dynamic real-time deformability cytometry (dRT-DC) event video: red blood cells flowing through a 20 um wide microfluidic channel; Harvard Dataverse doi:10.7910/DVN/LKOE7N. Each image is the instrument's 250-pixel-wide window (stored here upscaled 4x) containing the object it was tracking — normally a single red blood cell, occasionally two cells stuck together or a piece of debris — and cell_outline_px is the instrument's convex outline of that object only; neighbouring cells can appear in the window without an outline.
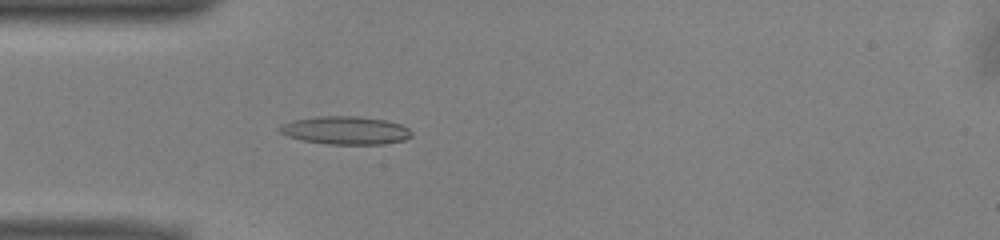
{"species": "common noctule bat (a hibernating species)", "species_latin": "Nyctalus noctula", "temperature_condition": "warm", "stored_images_in_passage": 51, "camera_frame_rate_fps": 3000, "um_per_image_px": 0.085, "animal": {"sex": "male", "body_mass_g": 13.0, "forearm_length_mm": 53.1}, "frame": {"image": 1, "passage_image": 15, "time_ms": 4.667, "image_size_px": [1000, 240], "cell_outline_px": [[412, 136], [404, 140], [384, 144], [328, 144], [300, 140], [288, 136], [280, 132], [280, 128], [284, 124], [292, 120], [316, 116], [360, 116], [384, 120], [400, 124], [408, 128], [412, 132]], "centroid_in_image_um": [29.39, 11.08], "position_along_channel_um": 55.6, "area_um2": 21.56}}
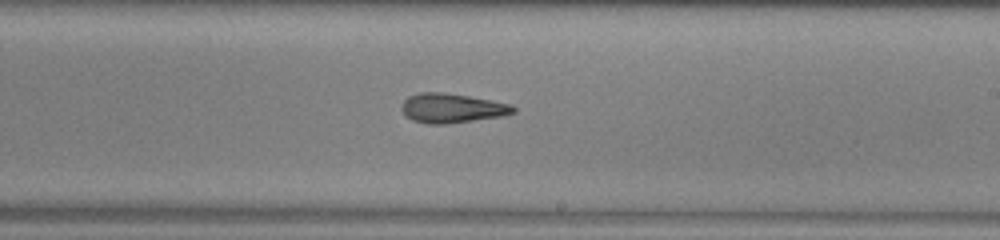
{"frame": {"image": 2, "passage_image": 30, "time_ms": 9.667, "image_size_px": [1000, 240], "cell_outline_px": [[516, 112], [504, 116], [444, 124], [428, 124], [412, 120], [400, 108], [404, 100], [408, 96], [420, 92], [440, 92], [468, 96], [512, 104], [516, 108]], "centroid_in_image_um": [38.43, 9.19], "position_along_channel_um": 250.6, "area_um2": 19.07}}
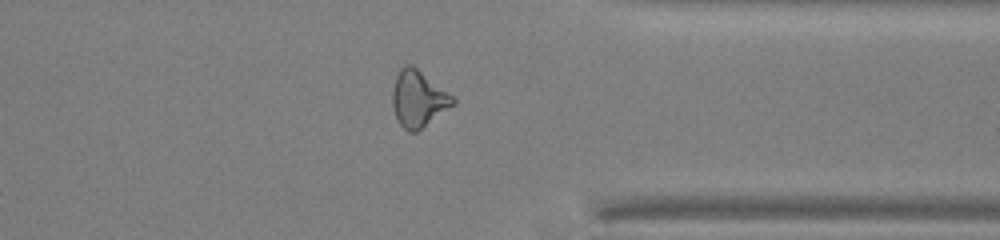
{"frame": {"image": 3, "passage_image": 40, "time_ms": 13.0, "image_size_px": [1000, 240], "cell_outline_px": [[456, 104], [416, 132], [408, 132], [400, 124], [396, 116], [392, 104], [392, 92], [396, 76], [400, 68], [404, 64], [412, 64], [452, 96], [456, 100]], "centroid_in_image_um": [35.55, 8.4], "position_along_channel_um": 375.9, "area_um2": 19.71}, "authors_computed_cell_mechanics": {"area_um2": 19.8832, "velocity_mm_per_s": 3.9847, "shape_relaxation_time_tau1_ms": 10.1321, "shape_relaxation_time_tau2_ms": 7.4017, "deformation_change_tau1": 0.2248, "deformation_change_tau2": 0.2127}}